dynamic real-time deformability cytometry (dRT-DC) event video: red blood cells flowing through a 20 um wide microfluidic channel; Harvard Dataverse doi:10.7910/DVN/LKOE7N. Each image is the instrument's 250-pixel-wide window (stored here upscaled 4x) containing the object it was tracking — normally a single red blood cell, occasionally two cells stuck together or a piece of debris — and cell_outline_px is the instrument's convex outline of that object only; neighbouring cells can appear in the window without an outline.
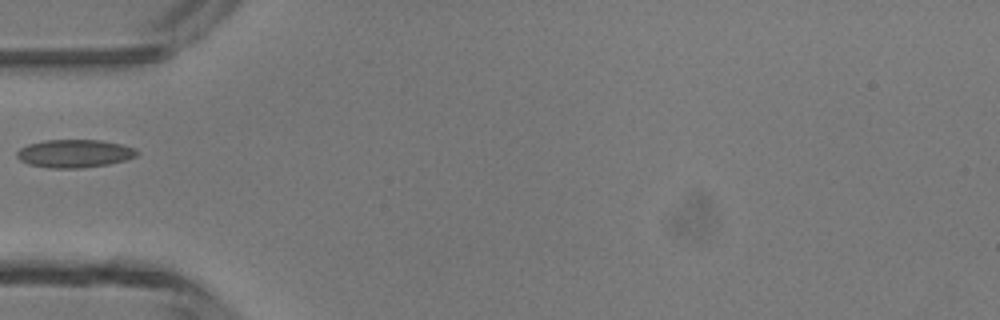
{"species": "common noctule bat (a hibernating species)", "species_latin": "Nyctalus noctula", "temperature_condition": "room temperature", "stored_images_in_passage": 5, "camera_frame_rate_fps": 3000, "um_per_image_px": 0.085, "animal": {"sex": "male", "body_mass_g": 13.3}, "frame": {"image": 1, "passage_image": 5, "time_ms": 4.667, "image_size_px": [1000, 320], "cell_outline_px": [[140, 152], [136, 156], [124, 160], [108, 164], [80, 168], [52, 168], [28, 164], [20, 160], [16, 156], [16, 152], [20, 148], [28, 144], [44, 140], [100, 140], [120, 144], [136, 148]], "centroid_in_image_um": [6.32, 13.04], "position_along_channel_um": 78.7, "area_um2": 19.59}}